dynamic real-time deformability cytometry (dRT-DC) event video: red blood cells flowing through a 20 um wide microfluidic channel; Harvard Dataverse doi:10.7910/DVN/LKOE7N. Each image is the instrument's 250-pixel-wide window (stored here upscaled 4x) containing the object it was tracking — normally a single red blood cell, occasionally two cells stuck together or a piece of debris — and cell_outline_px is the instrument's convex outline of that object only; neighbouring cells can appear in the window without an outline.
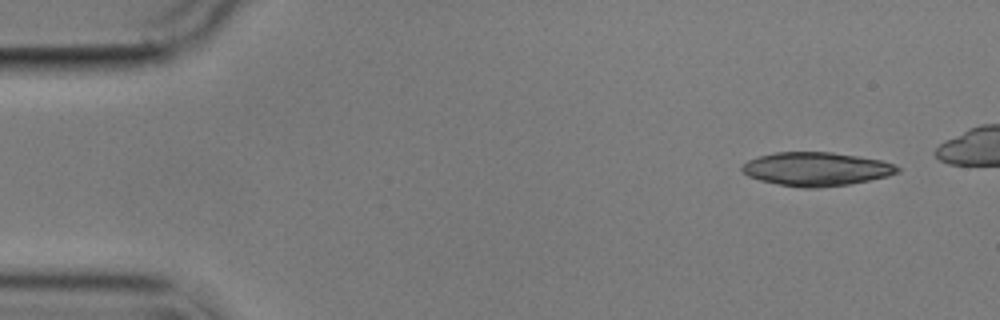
{"species": "common noctule bat (a hibernating species)", "species_latin": "Nyctalus noctula", "temperature_condition": "cold", "stored_images_in_passage": 4, "camera_frame_rate_fps": 3000, "um_per_image_px": 0.085, "animal": {"sex": "male", "body_mass_g": 17.9}, "frame": {"image": 1, "passage_image": 1, "time_ms": 0.0, "image_size_px": [1000, 320], "cell_outline_px": [[900, 172], [888, 176], [848, 184], [820, 188], [804, 188], [780, 184], [760, 180], [748, 176], [740, 168], [748, 160], [760, 156], [776, 152], [832, 152], [860, 156], [880, 160], [896, 164], [900, 168]], "centroid_in_image_um": [69.42, 14.36], "position_along_channel_um": 15.6, "area_um2": 30.4}}